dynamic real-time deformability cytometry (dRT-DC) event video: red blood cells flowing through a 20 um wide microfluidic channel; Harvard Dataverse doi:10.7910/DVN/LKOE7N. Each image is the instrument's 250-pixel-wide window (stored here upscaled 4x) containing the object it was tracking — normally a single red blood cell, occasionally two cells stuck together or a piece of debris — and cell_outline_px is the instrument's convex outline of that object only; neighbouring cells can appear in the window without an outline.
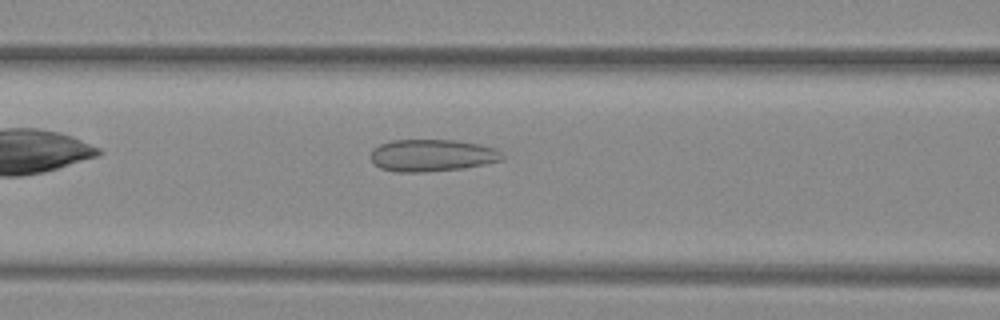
{"species": "common noctule bat (a hibernating species)", "species_latin": "Nyctalus noctula", "temperature_condition": "warm", "stored_images_in_passage": 31, "camera_frame_rate_fps": 3000, "um_per_image_px": 0.085, "animal": {"sex": "female", "body_mass_g": 29.2, "forearm_length_mm": 56.3}, "frame": {"image": 1, "passage_image": 5, "time_ms": 1.333, "image_size_px": [1000, 320], "cell_outline_px": [[504, 160], [464, 168], [424, 172], [396, 172], [380, 168], [372, 160], [372, 148], [380, 144], [392, 140], [456, 140], [480, 144], [496, 148], [504, 156]], "centroid_in_image_um": [36.75, 13.2], "position_along_channel_um": 129.9, "area_um2": 24.68}}
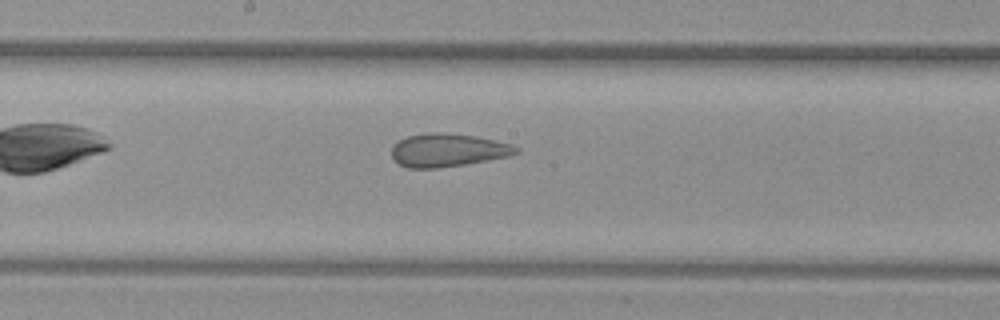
{"frame": {"image": 2, "passage_image": 11, "time_ms": 3.333, "image_size_px": [1000, 320], "cell_outline_px": [[520, 152], [508, 156], [464, 164], [436, 168], [408, 168], [400, 164], [392, 156], [392, 144], [408, 136], [428, 132], [440, 132], [476, 136], [512, 144], [520, 148]], "centroid_in_image_um": [38.07, 12.75], "position_along_channel_um": 210.1, "area_um2": 23.93}}
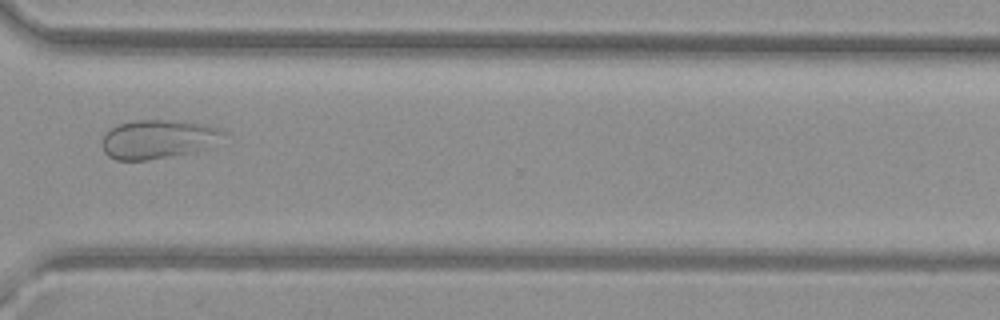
{"frame": {"image": 3, "passage_image": 22, "time_ms": 7.0, "image_size_px": [1000, 320], "cell_outline_px": [[228, 132], [208, 148], [192, 152], [172, 156], [148, 160], [116, 160], [108, 156], [104, 152], [100, 144], [104, 132], [120, 124], [132, 120], [184, 120], [216, 128]], "centroid_in_image_um": [13.38, 11.83], "position_along_channel_um": 357.2, "area_um2": 27.69}}